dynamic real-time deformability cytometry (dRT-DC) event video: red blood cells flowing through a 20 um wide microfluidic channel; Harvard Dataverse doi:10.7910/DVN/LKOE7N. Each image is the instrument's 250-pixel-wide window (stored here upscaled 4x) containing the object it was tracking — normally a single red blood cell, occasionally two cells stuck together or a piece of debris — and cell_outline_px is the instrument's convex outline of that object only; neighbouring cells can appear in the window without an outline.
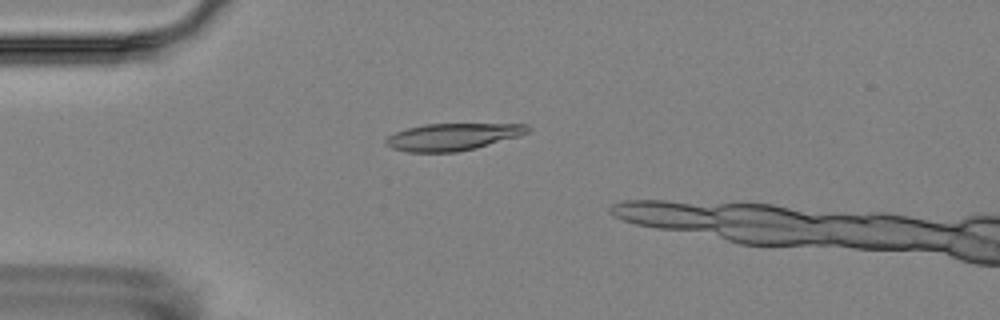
{"species": "Egyptian fruit bat (a non-hibernating species)", "species_latin": "Rousettus aegyptiacus", "temperature_condition": "room temperature", "stored_images_in_passage": 6, "camera_frame_rate_fps": 3000, "um_per_image_px": 0.085, "animal": {"sex": "female"}, "frame": {"image": 1, "passage_image": 5, "time_ms": 4.667, "image_size_px": [1000, 320], "cell_outline_px": [[532, 128], [528, 132], [520, 136], [476, 148], [456, 152], [408, 152], [392, 148], [384, 144], [384, 140], [388, 136], [396, 132], [408, 128], [424, 124], [528, 124]], "centroid_in_image_um": [38.48, 11.63], "position_along_channel_um": 46.5, "area_um2": 22.43}}